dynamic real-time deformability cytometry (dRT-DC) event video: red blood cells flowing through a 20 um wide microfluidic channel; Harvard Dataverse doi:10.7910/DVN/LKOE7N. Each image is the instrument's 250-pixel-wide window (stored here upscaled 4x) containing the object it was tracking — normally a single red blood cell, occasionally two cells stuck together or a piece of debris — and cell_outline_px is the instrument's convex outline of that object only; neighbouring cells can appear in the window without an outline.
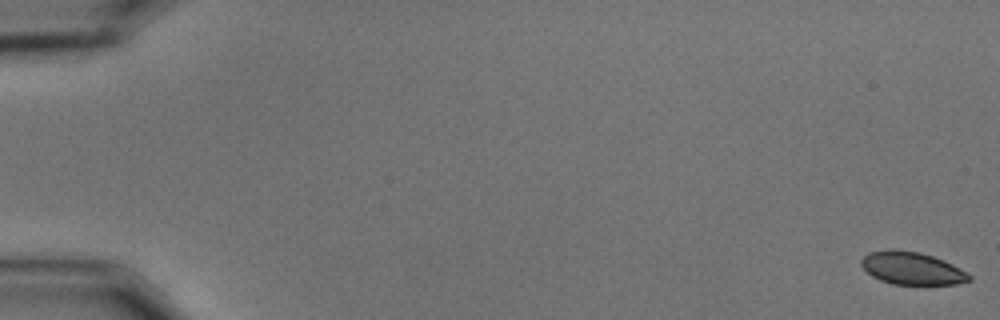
{"species": "common noctule bat (a hibernating species)", "species_latin": "Nyctalus noctula", "temperature_condition": "cold", "stored_images_in_passage": 59, "camera_frame_rate_fps": 3000, "um_per_image_px": 0.085, "animal": {"sex": "male", "body_mass_g": 15.6}, "frame": {"image": 1, "passage_image": 1, "time_ms": 0.0, "image_size_px": [1000, 320], "cell_outline_px": [[972, 280], [956, 284], [892, 284], [880, 280], [872, 276], [860, 264], [860, 260], [868, 252], [920, 252], [944, 260], [960, 268], [972, 276]], "centroid_in_image_um": [77.56, 22.85], "position_along_channel_um": 7.4, "area_um2": 19.88}}
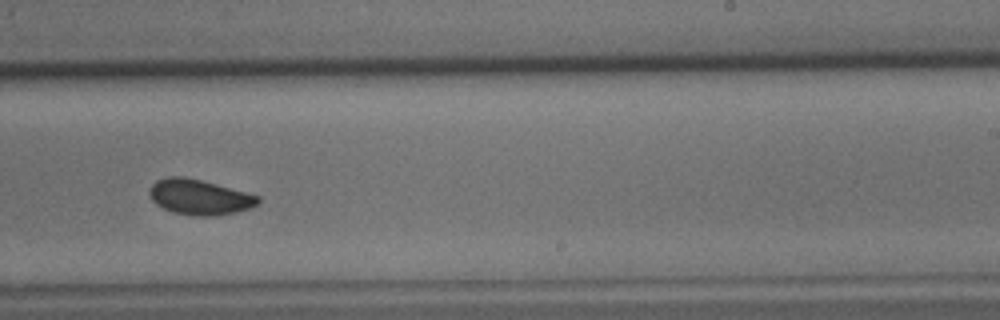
{"frame": {"image": 2, "passage_image": 38, "time_ms": 12.333, "image_size_px": [1000, 320], "cell_outline_px": [[260, 204], [252, 208], [236, 212], [212, 216], [192, 216], [176, 212], [164, 208], [156, 204], [152, 200], [148, 192], [152, 184], [156, 180], [168, 176], [184, 176], [200, 180], [260, 196]], "centroid_in_image_um": [16.96, 16.75], "position_along_channel_um": 272.0, "area_um2": 22.31}}
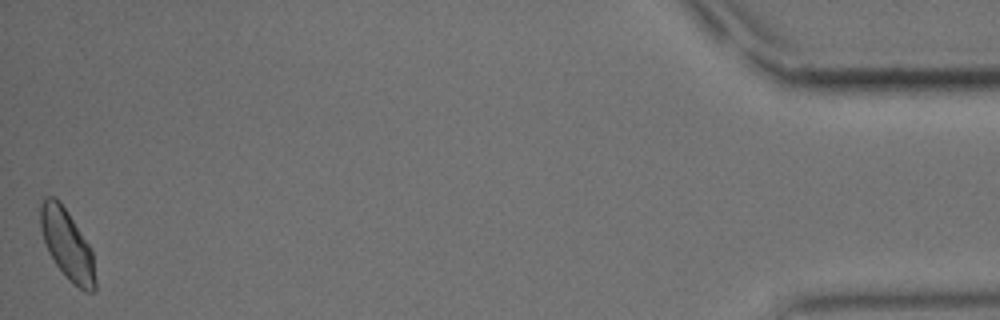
{"frame": {"image": 3, "passage_image": 59, "time_ms": 19.333, "image_size_px": [1000, 320], "cell_outline_px": [[96, 288], [92, 292], [84, 292], [56, 264], [48, 252], [40, 228], [40, 204], [44, 196], [56, 196], [68, 212], [88, 244], [92, 252], [96, 280]], "centroid_in_image_um": [5.69, 20.73], "position_along_channel_um": 429.5, "area_um2": 22.02}, "authors_computed_cell_mechanics": {"area_um2": 22.0796, "velocity_mm_per_s": 3.4617, "shape_relaxation_time_tau1_ms": 2.2722, "shape_relaxation_time_tau2_ms": null, "deformation_change_tau1": 0.0793, "deformation_change_tau2": null}}